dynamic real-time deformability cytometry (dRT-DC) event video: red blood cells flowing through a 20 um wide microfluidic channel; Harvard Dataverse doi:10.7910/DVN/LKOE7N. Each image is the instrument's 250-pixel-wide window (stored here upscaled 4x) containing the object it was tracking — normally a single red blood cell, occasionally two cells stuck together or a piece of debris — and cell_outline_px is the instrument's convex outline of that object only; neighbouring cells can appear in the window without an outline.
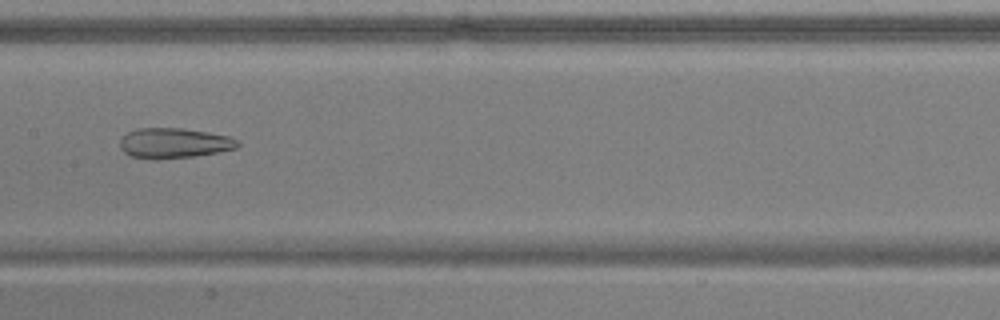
{"species": "common noctule bat (a hibernating species)", "species_latin": "Nyctalus noctula", "temperature_condition": "warm", "stored_images_in_passage": 36, "camera_frame_rate_fps": 3000, "um_per_image_px": 0.085, "animal": {"sex": "male", "body_mass_g": 17.9, "forearm_length_mm": 54.2}, "frame": {"image": 1, "passage_image": 11, "time_ms": 3.333, "image_size_px": [1000, 320], "cell_outline_px": [[240, 144], [236, 148], [196, 156], [156, 160], [152, 160], [128, 156], [120, 148], [120, 140], [128, 132], [136, 128], [184, 128], [208, 132], [228, 136], [240, 140]], "centroid_in_image_um": [14.77, 12.17], "position_along_channel_um": 192.6, "area_um2": 20.98}}
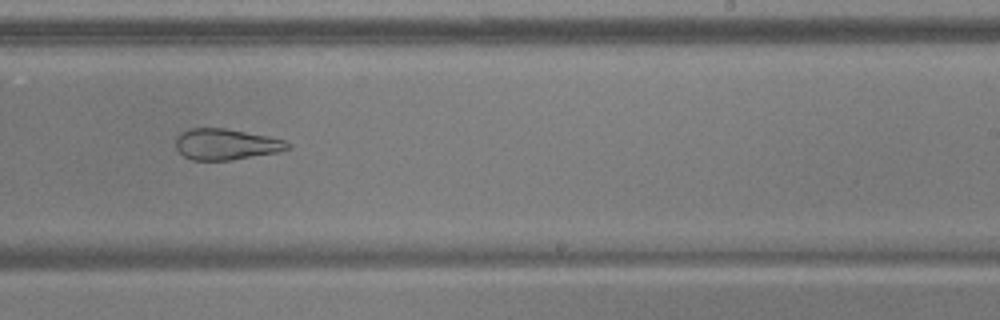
{"frame": {"image": 2, "passage_image": 17, "time_ms": 5.333, "image_size_px": [1000, 320], "cell_outline_px": [[292, 144], [288, 148], [276, 152], [232, 160], [192, 160], [184, 156], [176, 148], [176, 136], [180, 132], [188, 128], [224, 128], [268, 136], [284, 140]], "centroid_in_image_um": [19.17, 12.26], "position_along_channel_um": 269.8, "area_um2": 20.17}}
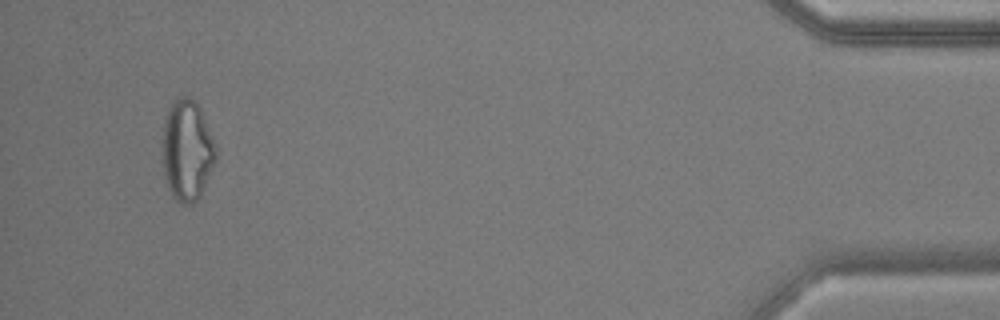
{"frame": {"image": 3, "passage_image": 34, "time_ms": 11.0, "image_size_px": [1000, 320], "cell_outline_px": [[216, 160], [200, 196], [192, 204], [184, 204], [176, 200], [172, 196], [164, 176], [164, 120], [168, 108], [176, 96], [188, 96], [200, 108], [216, 144]], "centroid_in_image_um": [15.92, 12.77], "position_along_channel_um": 419.3, "area_um2": 31.15}}